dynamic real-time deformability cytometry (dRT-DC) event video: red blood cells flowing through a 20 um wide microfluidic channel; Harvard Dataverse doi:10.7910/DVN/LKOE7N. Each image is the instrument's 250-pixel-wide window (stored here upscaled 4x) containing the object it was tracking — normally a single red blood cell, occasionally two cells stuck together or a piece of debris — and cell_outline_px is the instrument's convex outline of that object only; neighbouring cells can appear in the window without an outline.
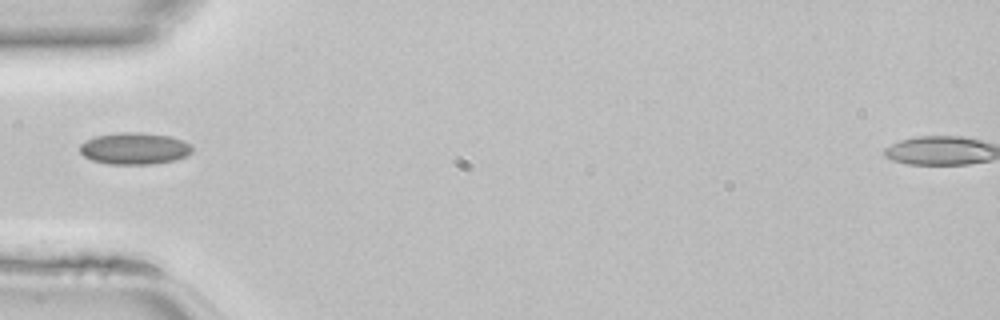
{"species": "common noctule bat (a hibernating species)", "species_latin": "Nyctalus noctula", "temperature_condition": "room temperature", "stored_images_in_passage": 8, "camera_frame_rate_fps": 3000, "um_per_image_px": 0.085, "animal": {"sex": "female", "body_mass_g": 22.7, "forearm_length_mm": 54.2}, "frame": {"image": 1, "passage_image": 1, "time_ms": 0.0, "image_size_px": [1000, 320], "cell_outline_px": [[192, 152], [188, 156], [176, 160], [152, 164], [108, 164], [92, 160], [84, 156], [80, 152], [80, 144], [96, 136], [120, 132], [140, 132], [168, 136], [184, 140], [192, 144]], "centroid_in_image_um": [11.48, 12.63], "position_along_channel_um": 73.5, "area_um2": 20.92}}